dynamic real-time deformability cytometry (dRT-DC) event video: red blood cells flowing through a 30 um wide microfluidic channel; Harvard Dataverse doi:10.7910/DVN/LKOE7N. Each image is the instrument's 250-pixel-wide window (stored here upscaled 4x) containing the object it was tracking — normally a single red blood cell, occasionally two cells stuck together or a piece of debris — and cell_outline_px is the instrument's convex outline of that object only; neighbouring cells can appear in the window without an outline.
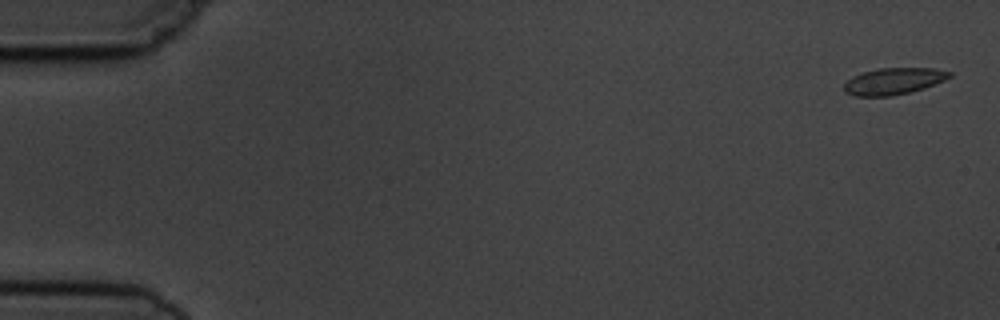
{"species": "common noctule bat (a hibernating species)", "species_latin": "Nyctalus noctula", "temperature_condition": "cold", "stored_images_in_passage": 5, "camera_frame_rate_fps": 3000, "um_per_image_px": 0.085, "animal": {"sex": "male", "body_mass_g": 19.5, "forearm_length_mm": 54.6}, "frame": {"image": 1, "passage_image": 1, "time_ms": 0.0, "image_size_px": [1000, 320], "cell_outline_px": [[952, 76], [944, 80], [924, 88], [892, 96], [856, 96], [844, 92], [844, 84], [852, 76], [864, 72], [880, 68], [936, 68], [952, 72]], "centroid_in_image_um": [75.96, 6.89], "position_along_channel_um": 9.0, "area_um2": 16.3}}
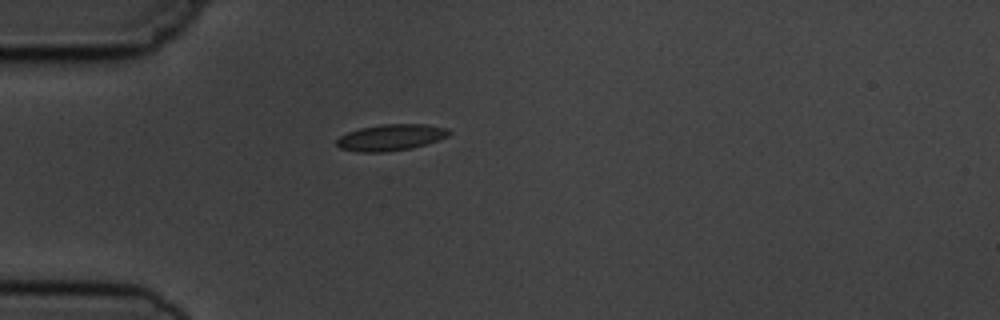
{"frame": {"image": 2, "passage_image": 5, "time_ms": 4.667, "image_size_px": [1000, 320], "cell_outline_px": [[452, 132], [448, 136], [412, 148], [384, 152], [356, 152], [340, 148], [336, 144], [336, 140], [340, 136], [348, 132], [360, 128], [380, 124], [424, 124], [448, 128]], "centroid_in_image_um": [33.2, 11.68], "position_along_channel_um": 51.8, "area_um2": 17.22}}